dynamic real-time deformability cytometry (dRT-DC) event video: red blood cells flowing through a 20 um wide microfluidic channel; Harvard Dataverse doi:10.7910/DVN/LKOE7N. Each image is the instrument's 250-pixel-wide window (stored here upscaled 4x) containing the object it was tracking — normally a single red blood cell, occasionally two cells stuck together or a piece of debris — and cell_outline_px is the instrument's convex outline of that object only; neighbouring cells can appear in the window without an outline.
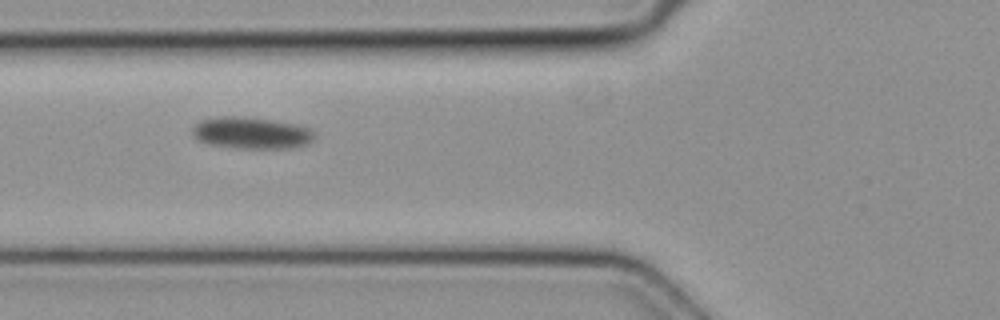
{"species": "common noctule bat (a hibernating species)", "species_latin": "Nyctalus noctula", "temperature_condition": "cold", "stored_images_in_passage": 5, "camera_frame_rate_fps": 3000, "um_per_image_px": 0.085, "animal": {"sex": "female", "body_mass_g": 19.3, "forearm_length_mm": 54.1}, "frame": {"image": 1, "passage_image": 3, "time_ms": 0.667, "image_size_px": [1000, 320], "cell_outline_px": [[316, 136], [308, 144], [292, 148], [236, 148], [208, 144], [192, 136], [192, 128], [200, 120], [216, 116], [236, 116], [272, 120], [296, 124], [308, 128], [316, 132]], "centroid_in_image_um": [21.37, 11.3], "position_along_channel_um": 104.4, "area_um2": 22.72}}
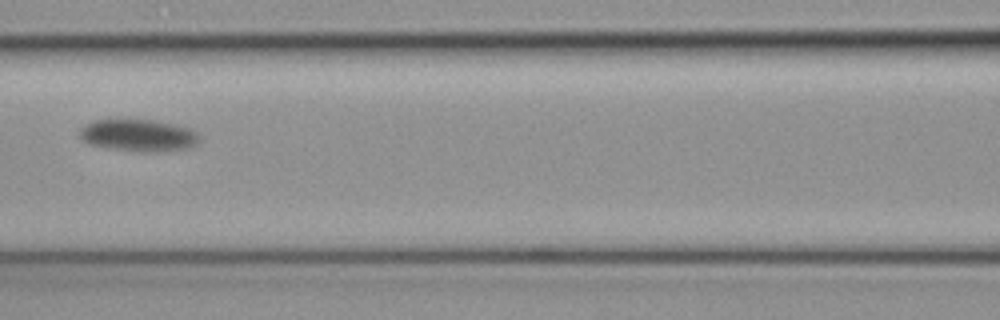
{"frame": {"image": 2, "passage_image": 4, "time_ms": 1.0, "image_size_px": [1000, 320], "cell_outline_px": [[200, 140], [196, 144], [188, 148], [152, 152], [144, 152], [112, 148], [88, 144], [80, 136], [80, 128], [84, 124], [96, 120], [156, 120], [176, 124], [192, 128], [200, 136]], "centroid_in_image_um": [11.81, 11.49], "position_along_channel_um": 154.8, "area_um2": 22.37}}